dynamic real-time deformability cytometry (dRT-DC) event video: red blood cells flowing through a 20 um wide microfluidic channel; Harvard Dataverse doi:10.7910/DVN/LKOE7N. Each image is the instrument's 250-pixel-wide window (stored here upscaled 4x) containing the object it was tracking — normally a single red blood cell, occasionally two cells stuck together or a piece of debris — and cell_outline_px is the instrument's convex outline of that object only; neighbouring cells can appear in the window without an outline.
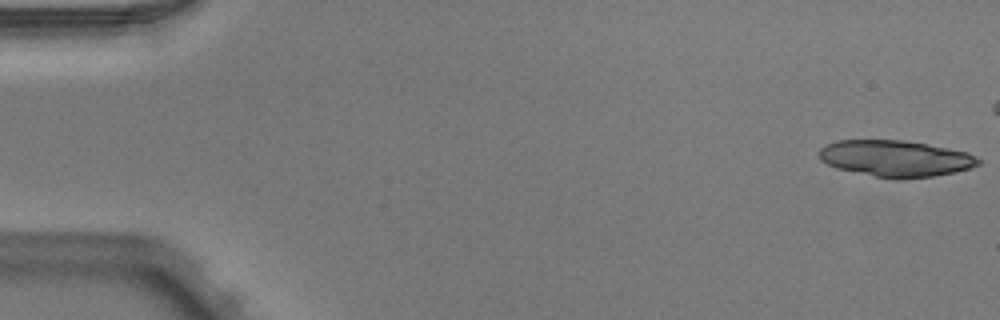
{"species": "Egyptian fruit bat (a non-hibernating species)", "species_latin": "Rousettus aegyptiacus", "temperature_condition": "warm", "stored_images_in_passage": 5, "camera_frame_rate_fps": 3000, "um_per_image_px": 0.085, "animal": {"sex": "male"}, "frame": {"image": 1, "passage_image": 1, "time_ms": 0.0, "image_size_px": [1000, 320], "cell_outline_px": [[980, 164], [972, 168], [932, 176], [900, 180], [896, 180], [836, 168], [820, 160], [820, 148], [836, 140], [904, 140], [928, 144], [968, 152], [976, 156], [980, 160]], "centroid_in_image_um": [76.15, 13.47], "position_along_channel_um": 8.9, "area_um2": 33.76}}
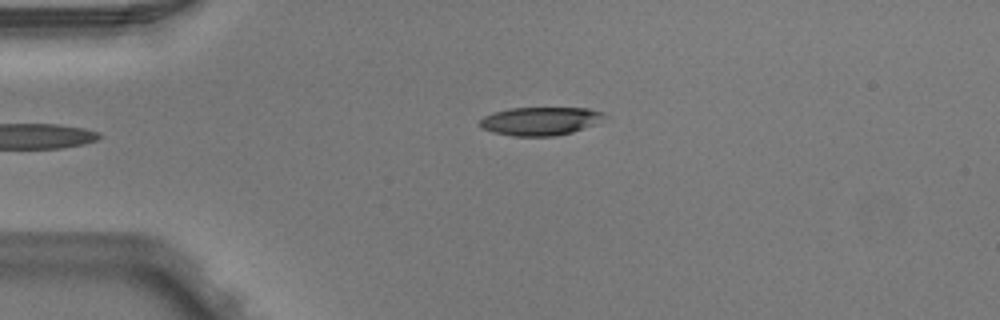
{"frame": {"image": 2, "passage_image": 5, "time_ms": 1.333, "image_size_px": [1000, 320], "cell_outline_px": [[608, 116], [592, 124], [572, 132], [556, 136], [512, 136], [492, 132], [484, 128], [480, 124], [480, 120], [484, 116], [508, 108], [588, 108], [604, 112]], "centroid_in_image_um": [45.93, 10.29], "position_along_channel_um": 39.1, "area_um2": 20.35}}